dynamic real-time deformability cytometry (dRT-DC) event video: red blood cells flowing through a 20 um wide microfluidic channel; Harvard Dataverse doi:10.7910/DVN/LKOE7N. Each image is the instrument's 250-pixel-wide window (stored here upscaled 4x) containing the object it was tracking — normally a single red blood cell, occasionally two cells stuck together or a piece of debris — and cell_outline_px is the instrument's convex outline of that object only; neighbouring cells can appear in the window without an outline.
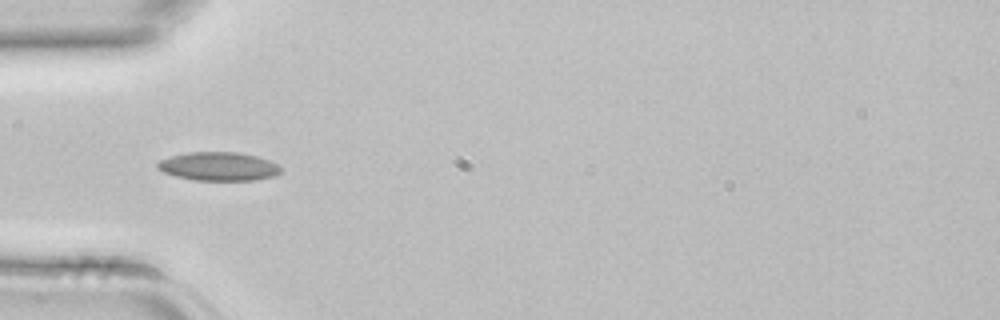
{"species": "common noctule bat (a hibernating species)", "species_latin": "Nyctalus noctula", "temperature_condition": "room temperature", "stored_images_in_passage": 3, "camera_frame_rate_fps": 3000, "um_per_image_px": 0.085, "animal": {"sex": "female", "body_mass_g": 22.7, "forearm_length_mm": 54.2}, "frame": {"image": 1, "passage_image": 3, "time_ms": 0.667, "image_size_px": [1000, 320], "cell_outline_px": [[284, 168], [276, 176], [256, 180], [196, 180], [176, 176], [164, 172], [156, 168], [156, 164], [160, 160], [172, 156], [188, 152], [240, 152], [256, 156], [268, 160]], "centroid_in_image_um": [18.61, 14.14], "position_along_channel_um": 66.4, "area_um2": 20.58}}